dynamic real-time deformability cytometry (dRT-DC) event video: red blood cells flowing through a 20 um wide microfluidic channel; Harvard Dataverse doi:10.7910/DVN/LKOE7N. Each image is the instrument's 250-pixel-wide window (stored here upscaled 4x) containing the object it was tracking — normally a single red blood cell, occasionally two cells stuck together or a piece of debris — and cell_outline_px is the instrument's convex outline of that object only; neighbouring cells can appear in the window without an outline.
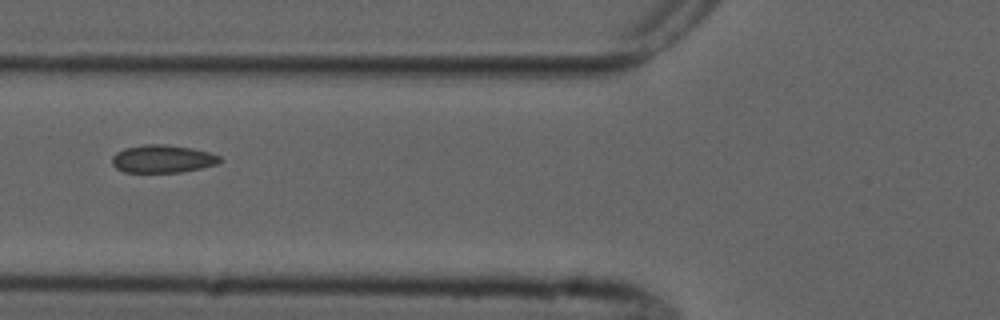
{"species": "common noctule bat (a hibernating species)", "species_latin": "Nyctalus noctula", "temperature_condition": "cold", "stored_images_in_passage": 10, "camera_frame_rate_fps": 3000, "um_per_image_px": 0.085, "animal": {"sex": "male", "forearm_length_mm": 52.5}, "frame": {"image": 1, "passage_image": 5, "time_ms": 6.333, "image_size_px": [1000, 320], "cell_outline_px": [[224, 160], [216, 164], [200, 168], [180, 172], [124, 172], [116, 168], [112, 164], [112, 156], [116, 152], [124, 148], [144, 144], [164, 144], [192, 148], [208, 152], [220, 156]], "centroid_in_image_um": [13.8, 13.5], "position_along_channel_um": 112.0, "area_um2": 17.51}}
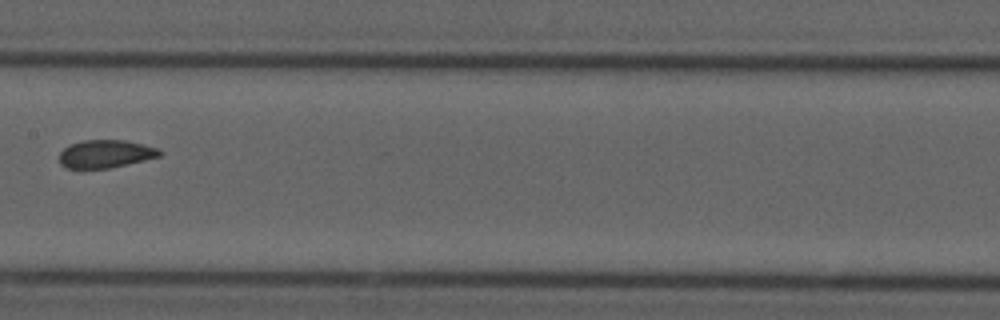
{"frame": {"image": 2, "passage_image": 7, "time_ms": 8.667, "image_size_px": [1000, 320], "cell_outline_px": [[164, 152], [160, 156], [112, 168], [80, 172], [64, 168], [60, 164], [60, 152], [68, 144], [84, 140], [124, 140], [160, 148]], "centroid_in_image_um": [8.91, 13.13], "position_along_channel_um": 198.5, "area_um2": 17.17}}
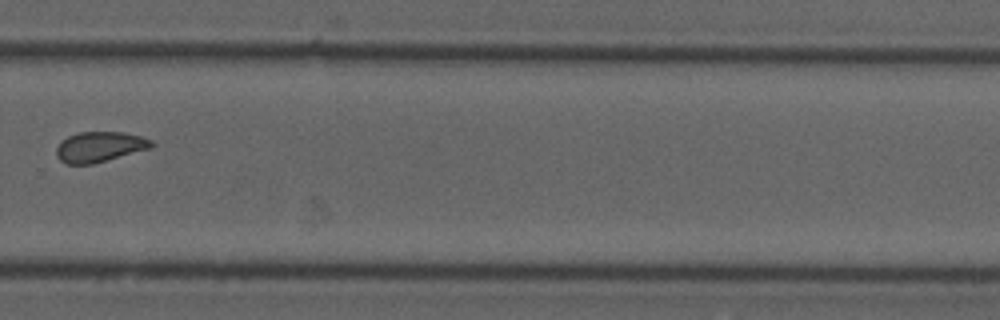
{"frame": {"image": 3, "passage_image": 10, "time_ms": 12.0, "image_size_px": [1000, 320], "cell_outline_px": [[156, 144], [152, 148], [92, 164], [64, 164], [56, 156], [56, 148], [60, 140], [68, 136], [80, 132], [124, 132], [140, 136], [152, 140]], "centroid_in_image_um": [8.47, 12.48], "position_along_channel_um": 321.3, "area_um2": 16.99}}